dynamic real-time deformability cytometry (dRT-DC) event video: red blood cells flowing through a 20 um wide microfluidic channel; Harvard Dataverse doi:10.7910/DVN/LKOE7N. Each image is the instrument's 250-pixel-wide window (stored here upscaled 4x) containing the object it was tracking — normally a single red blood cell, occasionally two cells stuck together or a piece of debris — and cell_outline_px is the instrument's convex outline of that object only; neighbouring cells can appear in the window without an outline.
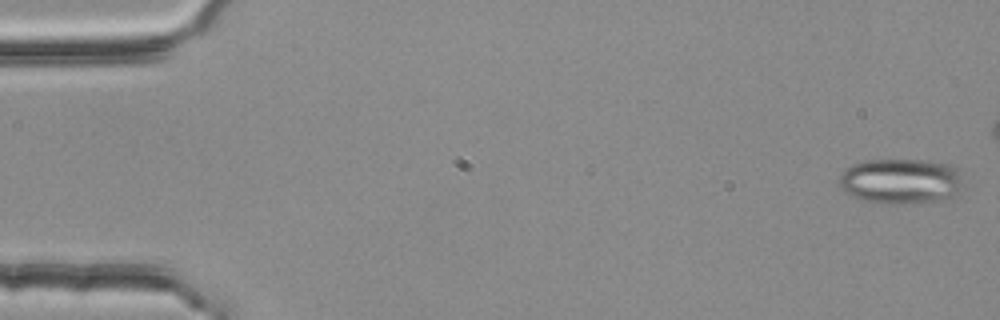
{"species": "common noctule bat (a hibernating species)", "species_latin": "Nyctalus noctula", "temperature_condition": "room temperature", "stored_images_in_passage": 55, "camera_frame_rate_fps": 3000, "um_per_image_px": 0.085, "animal": {"sex": "female", "body_mass_g": 25.1}, "frame": {"image": 1, "passage_image": 1, "time_ms": 0.0, "image_size_px": [1000, 320], "cell_outline_px": [[964, 184], [952, 196], [940, 200], [904, 204], [900, 204], [868, 200], [852, 196], [844, 192], [840, 188], [840, 176], [852, 164], [864, 160], [924, 160], [948, 164], [960, 168]], "centroid_in_image_um": [76.62, 15.38], "position_along_channel_um": 8.4, "area_um2": 32.66}}
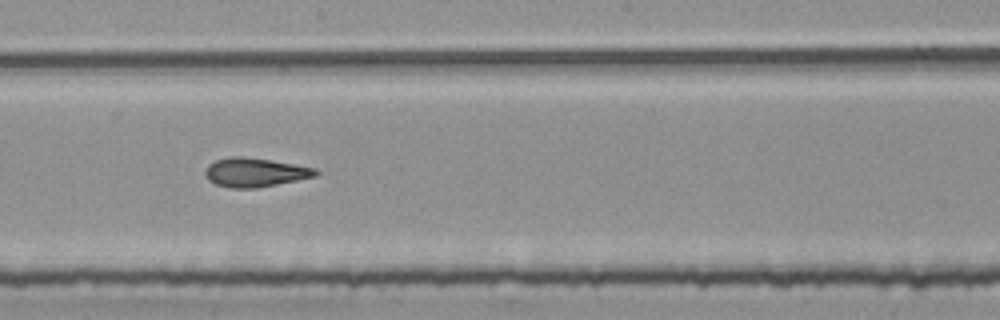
{"frame": {"image": 2, "passage_image": 30, "time_ms": 9.667, "image_size_px": [1000, 320], "cell_outline_px": [[320, 172], [316, 176], [256, 188], [232, 188], [216, 184], [208, 180], [204, 176], [204, 172], [208, 164], [216, 160], [232, 156], [244, 156], [316, 168]], "centroid_in_image_um": [21.64, 14.65], "position_along_channel_um": 226.6, "area_um2": 18.5}}
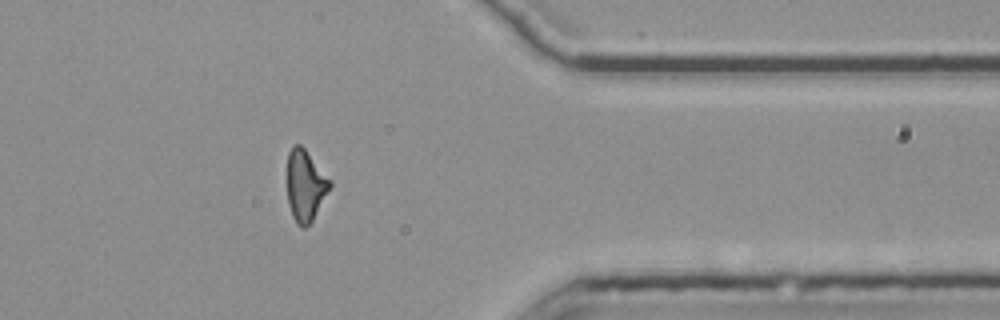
{"frame": {"image": 3, "passage_image": 44, "time_ms": 14.333, "image_size_px": [1000, 320], "cell_outline_px": [[332, 184], [312, 220], [304, 228], [300, 228], [296, 224], [292, 216], [288, 204], [288, 152], [292, 144], [300, 144], [304, 148], [332, 180]], "centroid_in_image_um": [25.95, 15.76], "position_along_channel_um": 385.4, "area_um2": 17.69}, "authors_computed_cell_mechanics": {"area_um2": 18.496, "velocity_mm_per_s": 3.7704, "shape_relaxation_time_tau1_ms": null, "shape_relaxation_time_tau2_ms": 3.8355, "deformation_change_tau1": null, "deformation_change_tau2": 0.1443}}